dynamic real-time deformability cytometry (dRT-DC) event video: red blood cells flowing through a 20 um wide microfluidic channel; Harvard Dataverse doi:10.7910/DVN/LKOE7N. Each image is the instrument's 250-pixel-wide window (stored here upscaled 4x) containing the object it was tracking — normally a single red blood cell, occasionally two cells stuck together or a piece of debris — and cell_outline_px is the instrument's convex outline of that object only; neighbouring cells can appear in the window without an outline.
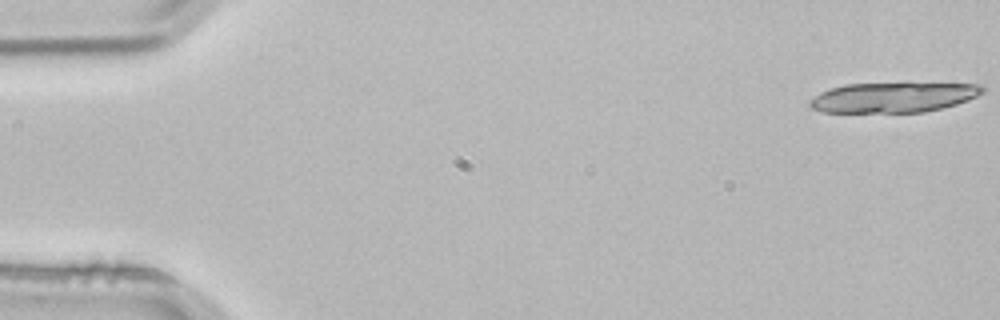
{"species": "common noctule bat (a hibernating species)", "species_latin": "Nyctalus noctula", "temperature_condition": "room temperature", "stored_images_in_passage": 4, "camera_frame_rate_fps": 3000, "um_per_image_px": 0.085, "animal": {"sex": "male", "body_mass_g": 21.5, "forearm_length_mm": 52.0}, "frame": {"image": 1, "passage_image": 1, "time_ms": 0.0, "image_size_px": [1000, 320], "cell_outline_px": [[984, 92], [968, 100], [956, 104], [924, 112], [820, 112], [812, 108], [808, 104], [808, 100], [820, 92], [844, 84], [904, 80], [908, 80], [984, 84]], "centroid_in_image_um": [75.99, 8.2], "position_along_channel_um": 9.0, "area_um2": 32.02}}
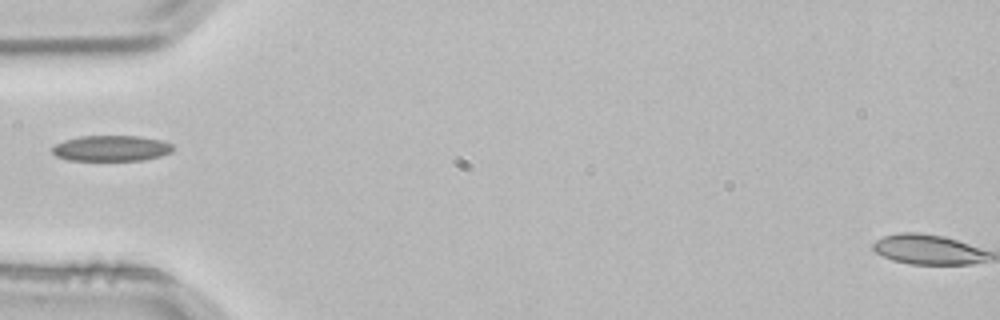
{"frame": {"image": 2, "passage_image": 4, "time_ms": 1.0, "image_size_px": [1000, 320], "cell_outline_px": [[172, 152], [160, 156], [140, 160], [68, 160], [56, 156], [52, 152], [52, 148], [56, 144], [64, 140], [80, 136], [140, 136], [164, 140], [172, 144]], "centroid_in_image_um": [9.47, 12.6], "position_along_channel_um": 75.5, "area_um2": 18.09}}